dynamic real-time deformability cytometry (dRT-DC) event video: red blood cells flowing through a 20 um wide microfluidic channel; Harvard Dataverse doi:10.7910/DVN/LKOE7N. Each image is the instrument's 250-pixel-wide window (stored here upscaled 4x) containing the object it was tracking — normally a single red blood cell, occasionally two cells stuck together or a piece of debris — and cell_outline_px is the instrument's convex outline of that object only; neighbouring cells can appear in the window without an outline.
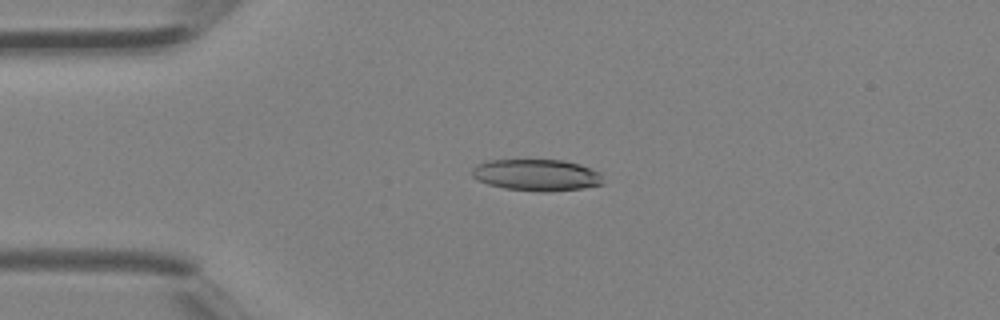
{"species": "Egyptian fruit bat (a non-hibernating species)", "species_latin": "Rousettus aegyptiacus", "temperature_condition": "room temperature", "stored_images_in_passage": 3, "camera_frame_rate_fps": 3000, "um_per_image_px": 0.085, "animal": {"sex": "female"}, "frame": {"image": 1, "passage_image": 2, "time_ms": 0.333, "image_size_px": [1000, 320], "cell_outline_px": [[604, 184], [584, 188], [544, 192], [540, 192], [504, 188], [488, 184], [476, 180], [472, 176], [472, 168], [476, 164], [488, 160], [564, 160], [580, 164], [600, 172]], "centroid_in_image_um": [45.61, 14.88], "position_along_channel_um": 39.4, "area_um2": 24.33}}